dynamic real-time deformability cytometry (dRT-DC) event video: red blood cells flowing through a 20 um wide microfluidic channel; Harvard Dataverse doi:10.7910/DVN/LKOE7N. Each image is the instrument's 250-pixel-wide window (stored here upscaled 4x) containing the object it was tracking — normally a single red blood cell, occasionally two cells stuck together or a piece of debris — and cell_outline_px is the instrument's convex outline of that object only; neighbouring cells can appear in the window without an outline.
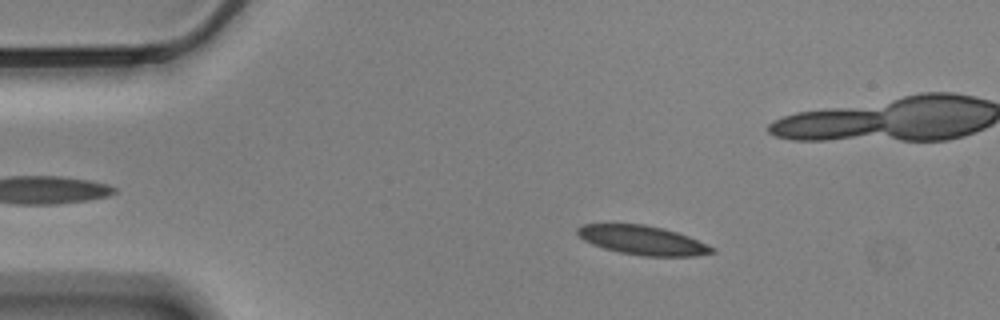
{"species": "Egyptian fruit bat (a non-hibernating species)", "species_latin": "Rousettus aegyptiacus", "temperature_condition": "cold", "stored_images_in_passage": 50, "camera_frame_rate_fps": 3000, "um_per_image_px": 0.085, "animal": {"sex": "male"}, "frame": {"image": 1, "passage_image": 10, "time_ms": 3.0, "image_size_px": [1000, 320], "cell_outline_px": [[716, 252], [696, 256], [644, 256], [620, 252], [604, 248], [592, 244], [584, 240], [576, 232], [576, 228], [580, 224], [644, 224], [664, 228], [688, 236], [716, 248]], "centroid_in_image_um": [54.63, 20.41], "position_along_channel_um": 30.4, "area_um2": 22.83}}
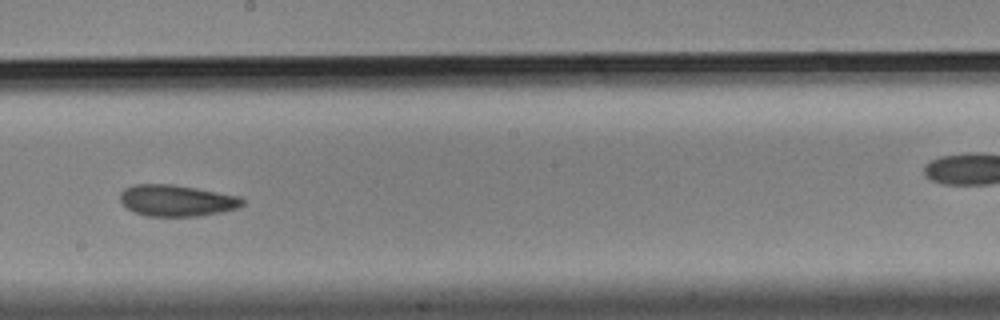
{"frame": {"image": 2, "passage_image": 32, "time_ms": 10.333, "image_size_px": [1000, 320], "cell_outline_px": [[244, 204], [240, 208], [200, 216], [144, 216], [132, 212], [120, 200], [120, 192], [124, 188], [132, 184], [172, 184], [196, 188], [240, 196], [244, 200]], "centroid_in_image_um": [15.01, 17.05], "position_along_channel_um": 233.2, "area_um2": 22.6}}
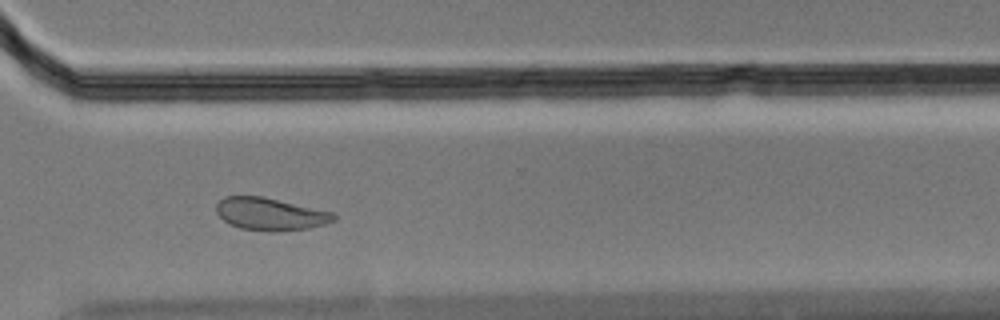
{"frame": {"image": 3, "passage_image": 42, "time_ms": 13.667, "image_size_px": [1000, 320], "cell_outline_px": [[336, 220], [328, 224], [308, 228], [276, 232], [268, 232], [240, 228], [228, 224], [216, 212], [216, 204], [224, 196], [260, 196], [332, 212], [336, 216]], "centroid_in_image_um": [22.96, 18.21], "position_along_channel_um": 347.6, "area_um2": 22.25}, "authors_computed_cell_mechanics": {"area_um2": 23.0044, "velocity_mm_per_s": 3.4399, "shape_relaxation_time_tau1_ms": null, "shape_relaxation_time_tau2_ms": 4.011, "deformation_change_tau1": null, "deformation_change_tau2": 0.1016}}